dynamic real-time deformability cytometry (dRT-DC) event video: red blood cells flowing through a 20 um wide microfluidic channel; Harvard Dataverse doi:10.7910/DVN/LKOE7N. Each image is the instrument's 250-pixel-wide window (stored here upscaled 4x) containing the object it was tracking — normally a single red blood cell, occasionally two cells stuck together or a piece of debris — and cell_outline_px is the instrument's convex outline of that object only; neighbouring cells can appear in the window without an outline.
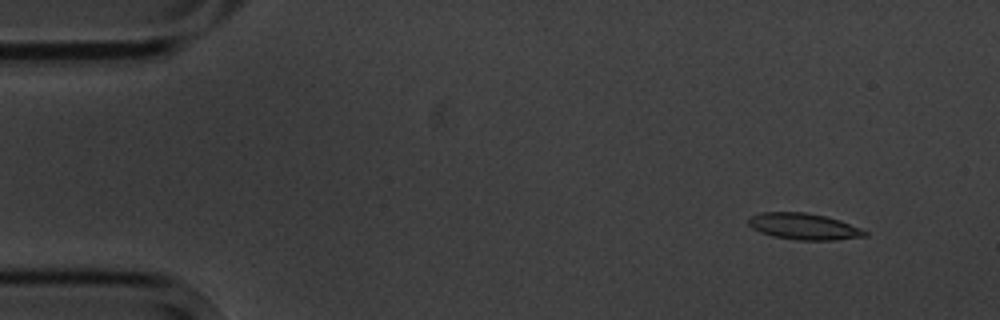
{"species": "common noctule bat (a hibernating species)", "species_latin": "Nyctalus noctula", "temperature_condition": "cold", "stored_images_in_passage": 6, "segment_of_instrument_passage": [2, 2], "camera_frame_rate_fps": 3000, "um_per_image_px": 0.085, "animal": {"sex": "male", "body_mass_g": 20.1, "forearm_length_mm": 53.5}, "frame": {"image": 1, "passage_image": 6, "time_ms": 6.667, "image_size_px": [1000, 320], "cell_outline_px": [[868, 236], [836, 240], [796, 240], [772, 236], [760, 232], [752, 228], [748, 224], [748, 216], [764, 212], [808, 212], [840, 220], [860, 228], [868, 232]], "centroid_in_image_um": [68.31, 19.25], "position_along_channel_um": 16.7, "area_um2": 18.03}}